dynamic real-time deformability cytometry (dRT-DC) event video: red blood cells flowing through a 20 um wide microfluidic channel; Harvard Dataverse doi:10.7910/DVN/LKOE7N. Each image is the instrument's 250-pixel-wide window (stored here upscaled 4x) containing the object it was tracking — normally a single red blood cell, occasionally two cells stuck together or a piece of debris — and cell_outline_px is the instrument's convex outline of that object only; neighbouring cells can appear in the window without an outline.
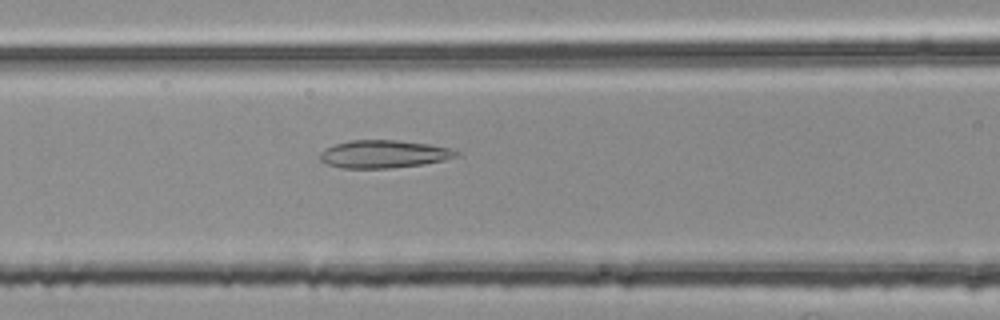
{"species": "common noctule bat (a hibernating species)", "species_latin": "Nyctalus noctula", "temperature_condition": "room temperature", "stored_images_in_passage": 41, "camera_frame_rate_fps": 3000, "um_per_image_px": 0.085, "animal": {"sex": "female", "body_mass_g": 25.1}, "frame": {"image": 1, "passage_image": 10, "time_ms": 3.0, "image_size_px": [1000, 320], "cell_outline_px": [[460, 152], [456, 156], [444, 160], [420, 164], [392, 168], [340, 168], [328, 164], [320, 160], [320, 152], [324, 148], [332, 144], [348, 140], [396, 140], [428, 144], [452, 148]], "centroid_in_image_um": [32.57, 13.08], "position_along_channel_um": 134.0, "area_um2": 22.14}}
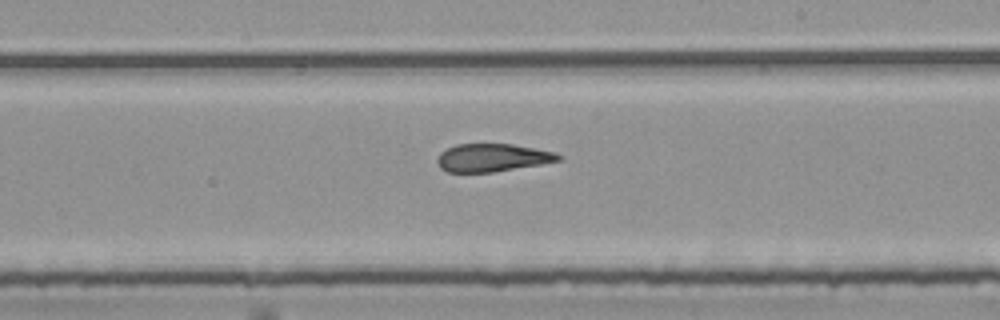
{"frame": {"image": 2, "passage_image": 19, "time_ms": 6.0, "image_size_px": [1000, 320], "cell_outline_px": [[564, 156], [560, 160], [540, 164], [492, 172], [448, 172], [440, 168], [436, 160], [440, 152], [456, 144], [512, 144], [556, 152]], "centroid_in_image_um": [41.85, 13.4], "position_along_channel_um": 247.2, "area_um2": 19.65}}
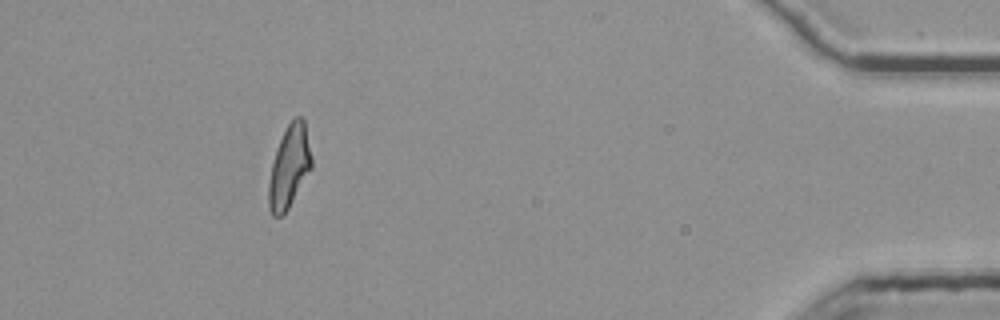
{"frame": {"image": 3, "passage_image": 37, "time_ms": 12.0, "image_size_px": [1000, 320], "cell_outline_px": [[312, 168], [288, 208], [280, 216], [272, 216], [268, 208], [268, 184], [272, 164], [276, 148], [288, 124], [296, 116], [304, 116], [312, 156]], "centroid_in_image_um": [24.6, 14.15], "position_along_channel_um": 410.6, "area_um2": 20.63}, "authors_computed_cell_mechanics": {"area_um2": 20.808, "velocity_mm_per_s": 3.79, "shape_relaxation_time_tau1_ms": null, "shape_relaxation_time_tau2_ms": 3.2857, "deformation_change_tau1": null, "deformation_change_tau2": 0.1296}}